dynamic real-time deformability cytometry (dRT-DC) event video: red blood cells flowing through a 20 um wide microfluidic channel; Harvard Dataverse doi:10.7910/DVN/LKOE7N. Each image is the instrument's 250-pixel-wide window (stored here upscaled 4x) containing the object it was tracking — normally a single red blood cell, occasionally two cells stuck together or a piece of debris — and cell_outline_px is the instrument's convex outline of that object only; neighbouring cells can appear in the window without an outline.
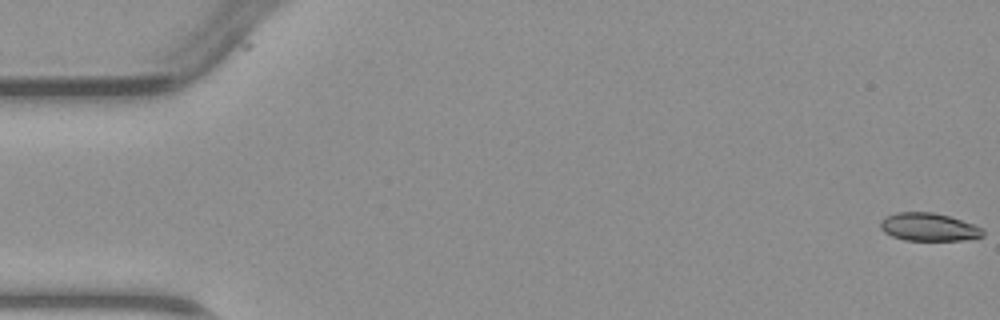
{"species": "common noctule bat (a hibernating species)", "species_latin": "Nyctalus noctula", "temperature_condition": "warm", "stored_images_in_passage": 4, "camera_frame_rate_fps": 3000, "um_per_image_px": 0.085, "animal": {"sex": "male", "body_mass_g": 23.1, "forearm_length_mm": 52.7}, "frame": {"image": 1, "passage_image": 1, "time_ms": 0.0, "image_size_px": [1000, 320], "cell_outline_px": [[984, 236], [964, 240], [904, 240], [892, 236], [884, 232], [880, 228], [880, 220], [896, 212], [932, 212], [948, 216], [984, 228]], "centroid_in_image_um": [78.94, 19.3], "position_along_channel_um": 6.1, "area_um2": 16.65}}
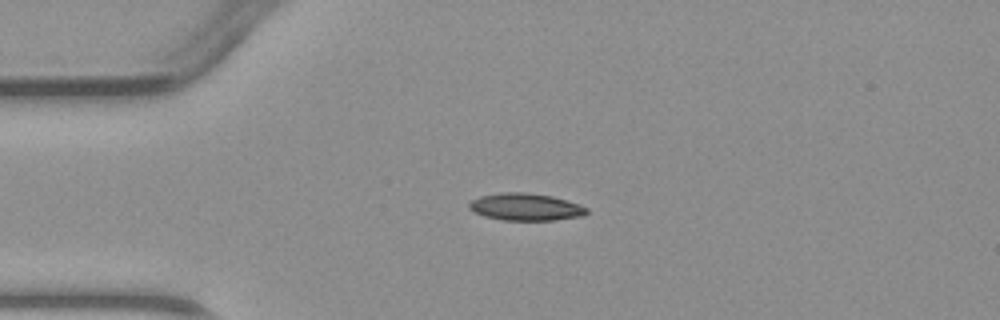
{"frame": {"image": 2, "passage_image": 4, "time_ms": 3.667, "image_size_px": [1000, 320], "cell_outline_px": [[588, 212], [584, 216], [556, 220], [504, 220], [484, 216], [468, 208], [468, 204], [472, 200], [480, 196], [500, 192], [524, 192], [552, 196], [580, 204], [588, 208]], "centroid_in_image_um": [44.7, 17.59], "position_along_channel_um": 40.3, "area_um2": 18.73}}